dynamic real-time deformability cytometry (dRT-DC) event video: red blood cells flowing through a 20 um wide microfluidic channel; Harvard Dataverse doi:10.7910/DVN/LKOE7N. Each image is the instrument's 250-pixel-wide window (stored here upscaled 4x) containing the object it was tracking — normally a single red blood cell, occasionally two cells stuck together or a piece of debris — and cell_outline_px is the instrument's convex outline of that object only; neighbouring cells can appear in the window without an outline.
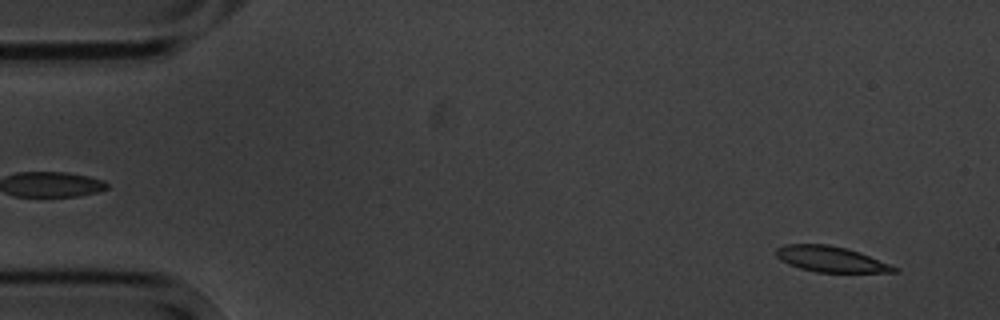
{"species": "common noctule bat (a hibernating species)", "species_latin": "Nyctalus noctula", "temperature_condition": "cold", "stored_images_in_passage": 5, "camera_frame_rate_fps": 3000, "um_per_image_px": 0.085, "animal": {"sex": "male", "body_mass_g": 20.1, "forearm_length_mm": 53.5}, "frame": {"image": 1, "passage_image": 1, "time_ms": 0.0, "image_size_px": [1000, 320], "cell_outline_px": [[900, 272], [816, 272], [800, 268], [788, 264], [780, 260], [776, 256], [776, 248], [784, 244], [828, 244], [848, 248], [860, 252], [900, 268]], "centroid_in_image_um": [70.63, 22.02], "position_along_channel_um": 14.4, "area_um2": 17.8}}
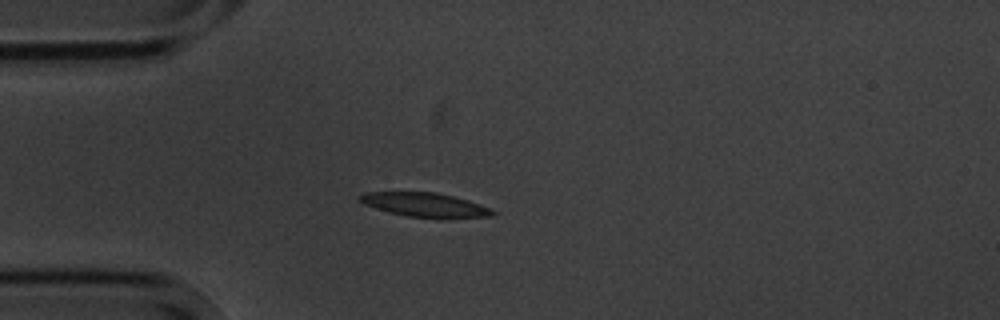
{"frame": {"image": 2, "passage_image": 4, "time_ms": 3.667, "image_size_px": [1000, 320], "cell_outline_px": [[496, 212], [492, 216], [444, 220], [408, 216], [388, 212], [364, 204], [360, 200], [360, 196], [364, 192], [436, 192], [468, 200], [492, 208]], "centroid_in_image_um": [36.22, 17.44], "position_along_channel_um": 48.8, "area_um2": 19.07}}